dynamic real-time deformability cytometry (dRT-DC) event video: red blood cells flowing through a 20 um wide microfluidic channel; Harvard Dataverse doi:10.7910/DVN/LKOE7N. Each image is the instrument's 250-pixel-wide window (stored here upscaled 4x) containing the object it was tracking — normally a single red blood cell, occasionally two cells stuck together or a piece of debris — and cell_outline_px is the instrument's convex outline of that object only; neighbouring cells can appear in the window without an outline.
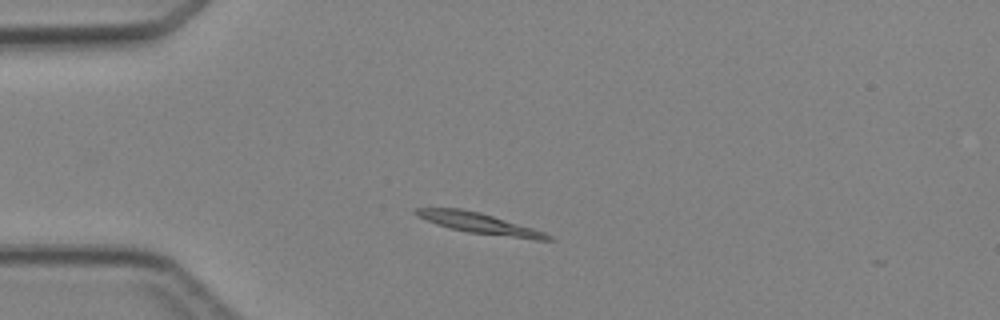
{"species": "Egyptian fruit bat (a non-hibernating species)", "species_latin": "Rousettus aegyptiacus", "temperature_condition": "cold", "stored_images_in_passage": 2, "camera_frame_rate_fps": 3000, "um_per_image_px": 0.085, "animal": {"sex": "female"}, "frame": {"image": 1, "passage_image": 1, "time_ms": 0.0, "image_size_px": [1000, 320], "cell_outline_px": [[556, 240], [536, 240], [468, 232], [448, 228], [436, 224], [412, 212], [416, 208], [460, 208], [480, 212], [532, 228], [544, 232], [552, 236]], "centroid_in_image_um": [40.77, 18.99], "position_along_channel_um": 44.2, "area_um2": 15.72}}
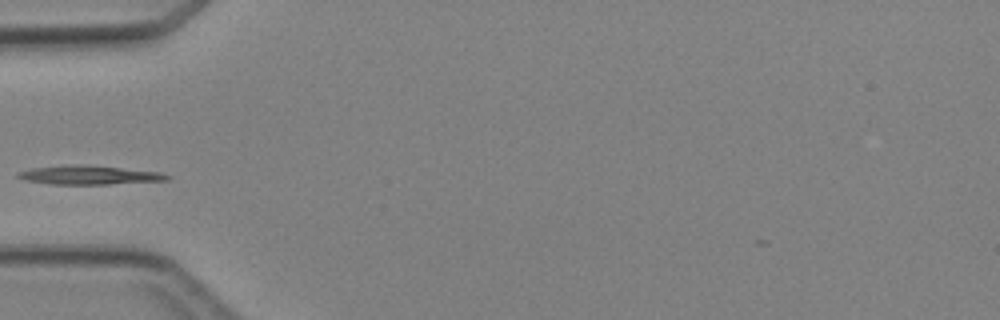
{"frame": {"image": 2, "passage_image": 2, "time_ms": 1.333, "image_size_px": [1000, 320], "cell_outline_px": [[172, 176], [168, 180], [108, 184], [52, 184], [24, 180], [16, 176], [16, 172], [32, 168], [72, 164], [84, 164], [160, 172]], "centroid_in_image_um": [7.55, 14.87], "position_along_channel_um": 77.4, "area_um2": 16.42}}